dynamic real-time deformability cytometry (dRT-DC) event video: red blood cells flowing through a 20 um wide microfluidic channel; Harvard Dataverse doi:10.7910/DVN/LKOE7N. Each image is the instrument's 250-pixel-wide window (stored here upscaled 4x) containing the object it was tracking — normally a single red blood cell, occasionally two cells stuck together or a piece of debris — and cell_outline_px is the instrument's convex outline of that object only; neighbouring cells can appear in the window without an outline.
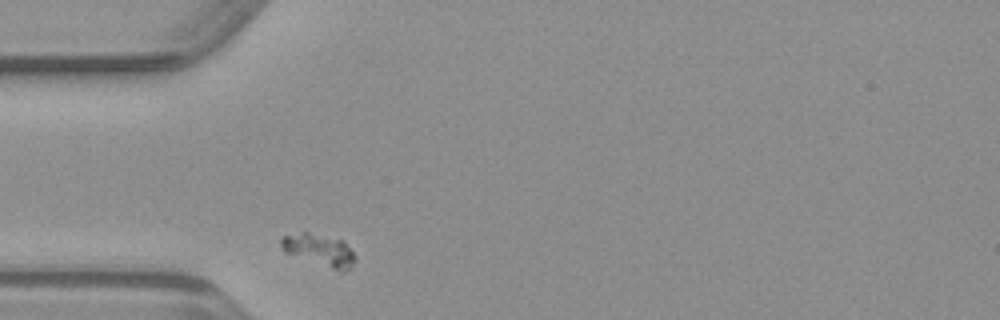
{"species": "common noctule bat (a hibernating species)", "species_latin": "Nyctalus noctula", "temperature_condition": "warm", "stored_images_in_passage": 27, "camera_frame_rate_fps": 3000, "um_per_image_px": 0.085, "animal": {"sex": "male", "body_mass_g": 23.1, "forearm_length_mm": 52.7}, "frame": {"image": 1, "passage_image": 1, "time_ms": 0.0, "image_size_px": [1000, 320], "cell_outline_px": [[356, 260], [344, 272], [340, 272], [284, 252], [280, 244], [280, 240], [284, 236], [300, 232], [308, 232], [344, 240], [356, 256]], "centroid_in_image_um": [27.16, 21.26], "position_along_channel_um": 57.8, "area_um2": 13.87}}
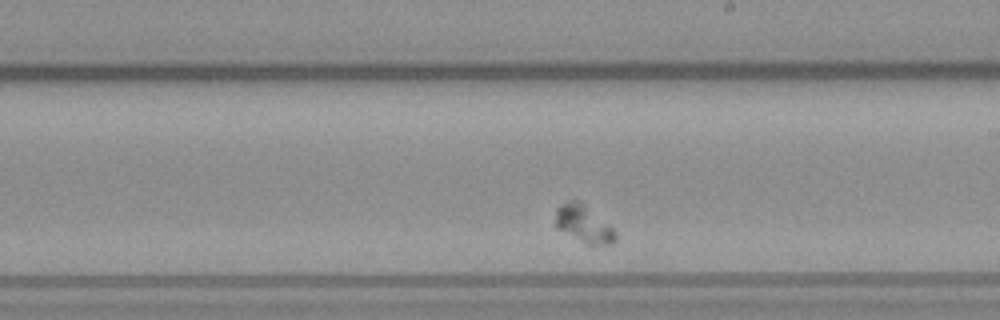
{"frame": {"image": 2, "passage_image": 16, "time_ms": 5.0, "image_size_px": [1000, 320], "cell_outline_px": [[616, 240], [612, 244], [588, 244], [556, 228], [556, 208], [560, 204], [572, 200], [580, 200], [612, 228], [616, 232]], "centroid_in_image_um": [49.6, 19.02], "position_along_channel_um": 239.4, "area_um2": 12.72}}
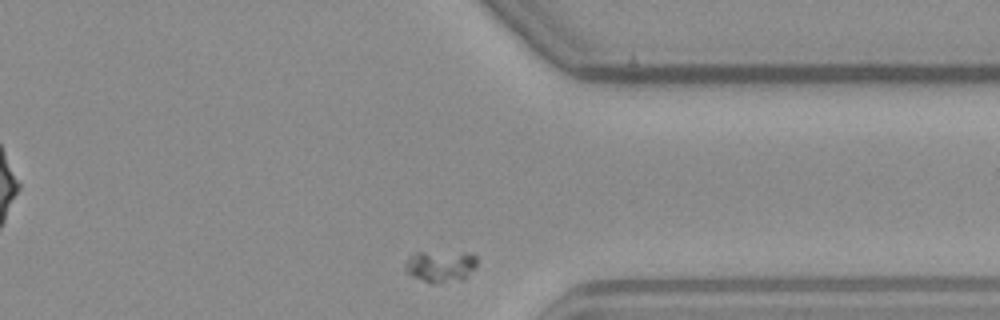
{"frame": {"image": 3, "passage_image": 27, "time_ms": 8.667, "image_size_px": [1000, 320], "cell_outline_px": [[476, 264], [464, 280], [432, 284], [428, 284], [412, 276], [408, 272], [404, 264], [416, 252], [468, 252], [476, 256]], "centroid_in_image_um": [37.46, 22.64], "position_along_channel_um": 373.9, "area_um2": 13.29}}